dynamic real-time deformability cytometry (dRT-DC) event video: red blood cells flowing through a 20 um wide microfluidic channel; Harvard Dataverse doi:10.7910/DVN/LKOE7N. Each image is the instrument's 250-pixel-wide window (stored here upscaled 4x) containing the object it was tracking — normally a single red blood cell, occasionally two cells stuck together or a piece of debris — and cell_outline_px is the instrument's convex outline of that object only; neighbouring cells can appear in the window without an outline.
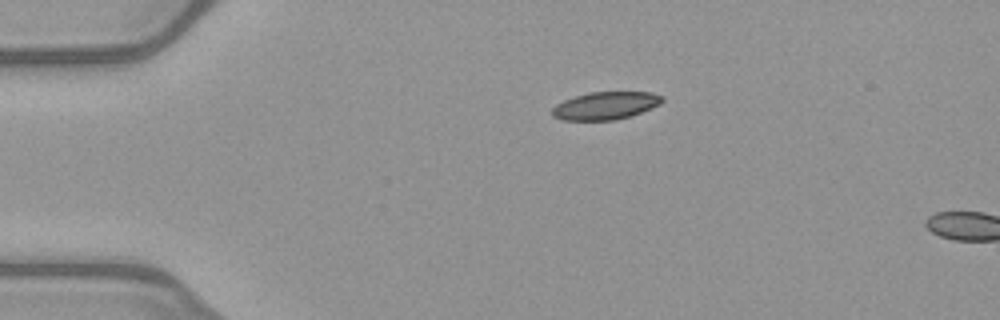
{"species": "common noctule bat (a hibernating species)", "species_latin": "Nyctalus noctula", "temperature_condition": "warm", "stored_images_in_passage": 3, "camera_frame_rate_fps": 3000, "um_per_image_px": 0.085, "animal": {"sex": "female", "body_mass_g": 21.9}, "frame": {"image": 1, "passage_image": 1, "time_ms": 0.0, "image_size_px": [1000, 320], "cell_outline_px": [[664, 100], [660, 104], [640, 112], [616, 120], [564, 120], [552, 116], [552, 108], [556, 104], [564, 100], [588, 92], [652, 92], [664, 96]], "centroid_in_image_um": [51.46, 8.97], "position_along_channel_um": 33.5, "area_um2": 17.69}}